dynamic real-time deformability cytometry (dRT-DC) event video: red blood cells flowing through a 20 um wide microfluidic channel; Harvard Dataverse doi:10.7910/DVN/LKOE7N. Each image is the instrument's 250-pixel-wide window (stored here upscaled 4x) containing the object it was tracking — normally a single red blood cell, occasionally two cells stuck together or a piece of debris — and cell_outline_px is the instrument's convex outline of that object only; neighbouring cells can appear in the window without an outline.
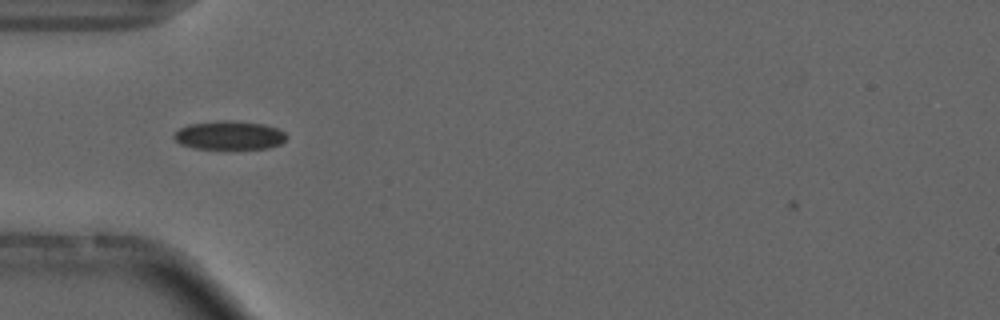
{"species": "common noctule bat (a hibernating species)", "species_latin": "Nyctalus noctula", "temperature_condition": "cold", "stored_images_in_passage": 40, "camera_frame_rate_fps": 3000, "um_per_image_px": 0.085, "animal": {"sex": "male", "forearm_length_mm": 52.5}, "frame": {"image": 1, "passage_image": 2, "time_ms": 0.333, "image_size_px": [1000, 320], "cell_outline_px": [[288, 136], [280, 144], [268, 148], [192, 148], [180, 144], [172, 136], [180, 128], [188, 124], [220, 120], [236, 120], [264, 124], [276, 128], [284, 132]], "centroid_in_image_um": [19.48, 11.48], "position_along_channel_um": 65.5, "area_um2": 18.79}, "authors_computed_cell_mechanics": {"area_um2": 17.8313, "velocity_mm_per_s": 3.7251, "shape_relaxation_time_tau1_ms": null, "shape_relaxation_time_tau2_ms": 3.5697, "deformation_change_tau1": null, "deformation_change_tau2": 0.0884}}